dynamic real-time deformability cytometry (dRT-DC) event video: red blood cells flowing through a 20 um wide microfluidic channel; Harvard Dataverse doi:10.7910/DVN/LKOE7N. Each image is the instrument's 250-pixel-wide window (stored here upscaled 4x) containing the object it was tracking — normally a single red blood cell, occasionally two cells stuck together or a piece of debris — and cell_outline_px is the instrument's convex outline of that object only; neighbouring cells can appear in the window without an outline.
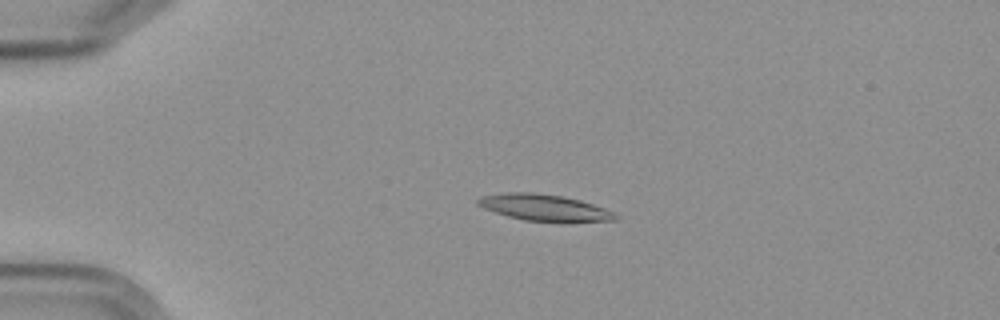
{"species": "Egyptian fruit bat (a non-hibernating species)", "species_latin": "Rousettus aegyptiacus", "temperature_condition": "cold", "stored_images_in_passage": 6, "camera_frame_rate_fps": 3000, "um_per_image_px": 0.085, "frame": {"image": 1, "passage_image": 3, "time_ms": 2.667, "image_size_px": [1000, 320], "cell_outline_px": [[620, 216], [616, 220], [564, 224], [524, 220], [508, 216], [484, 208], [476, 204], [476, 200], [480, 196], [504, 192], [536, 192], [564, 196], [580, 200], [616, 212]], "centroid_in_image_um": [46.34, 17.67], "position_along_channel_um": 38.7, "area_um2": 22.08}}
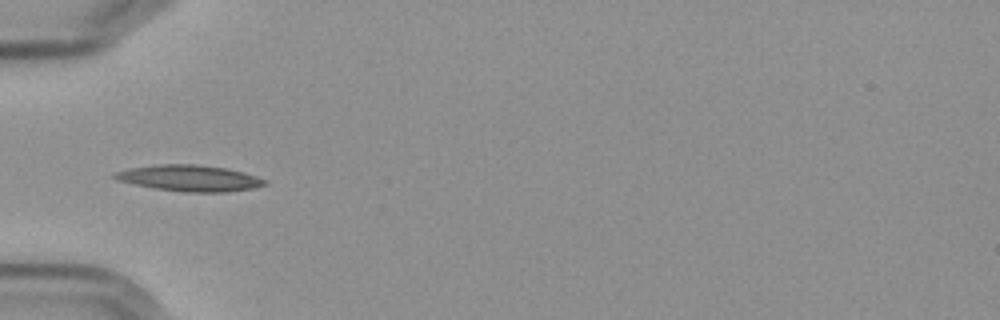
{"frame": {"image": 2, "passage_image": 5, "time_ms": 4.667, "image_size_px": [1000, 320], "cell_outline_px": [[268, 184], [252, 188], [228, 192], [188, 192], [156, 188], [116, 180], [112, 176], [116, 172], [132, 168], [160, 164], [196, 164], [224, 168], [244, 172], [268, 180]], "centroid_in_image_um": [16.17, 15.14], "position_along_channel_um": 68.8, "area_um2": 22.6}}
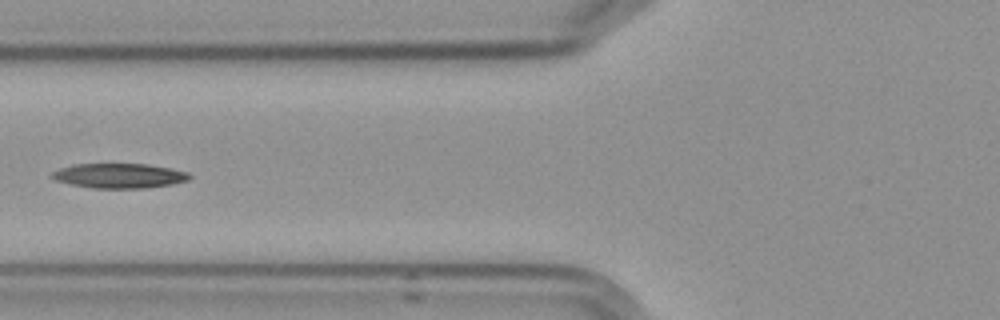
{"frame": {"image": 3, "passage_image": 6, "time_ms": 6.0, "image_size_px": [1000, 320], "cell_outline_px": [[192, 176], [188, 180], [172, 184], [144, 188], [96, 188], [72, 184], [56, 180], [52, 176], [52, 172], [60, 168], [72, 164], [148, 164], [188, 172]], "centroid_in_image_um": [10.16, 14.93], "position_along_channel_um": 115.6, "area_um2": 19.59}}